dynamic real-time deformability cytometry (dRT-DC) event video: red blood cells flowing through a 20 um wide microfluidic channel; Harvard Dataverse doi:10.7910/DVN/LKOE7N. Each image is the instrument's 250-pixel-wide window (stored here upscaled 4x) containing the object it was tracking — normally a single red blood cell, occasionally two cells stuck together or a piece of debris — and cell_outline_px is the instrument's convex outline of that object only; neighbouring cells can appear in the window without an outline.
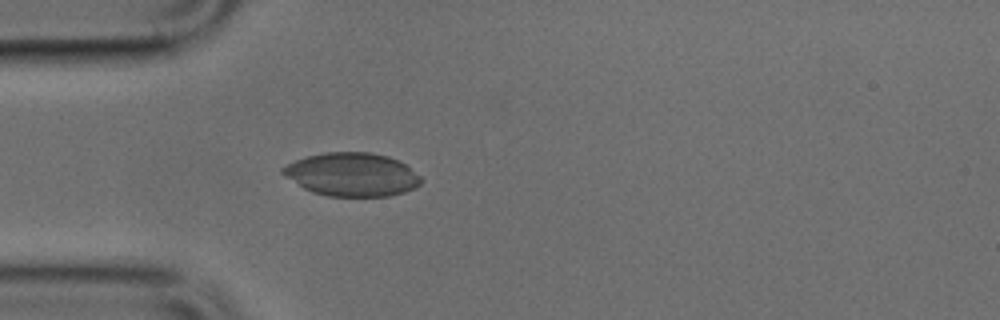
{"species": "common noctule bat (a hibernating species)", "species_latin": "Nyctalus noctula", "temperature_condition": "cold", "stored_images_in_passage": 36, "camera_frame_rate_fps": 3000, "um_per_image_px": 0.085, "animal": {"sex": "male", "body_mass_g": 17.9, "forearm_length_mm": 54.2}, "frame": {"image": 1, "passage_image": 1, "time_ms": 0.0, "image_size_px": [1000, 320], "cell_outline_px": [[424, 180], [416, 188], [404, 192], [388, 196], [328, 196], [312, 192], [304, 188], [284, 176], [280, 172], [280, 168], [296, 160], [308, 156], [324, 152], [368, 152], [388, 156], [404, 164], [420, 176]], "centroid_in_image_um": [29.91, 14.84], "position_along_channel_um": 55.1, "area_um2": 34.91}}
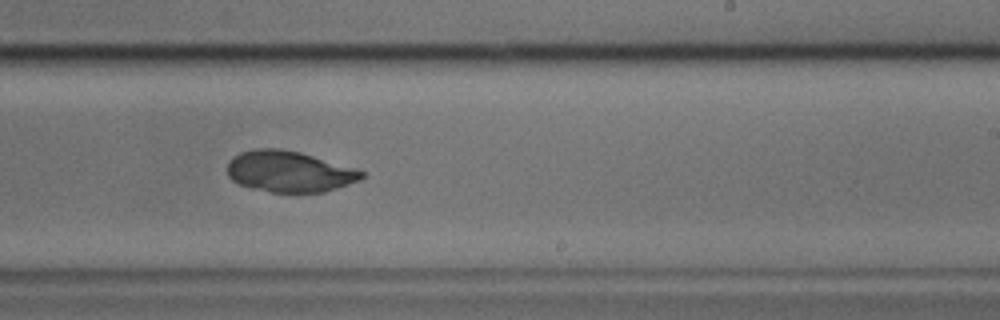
{"frame": {"image": 2, "passage_image": 17, "time_ms": 5.333, "image_size_px": [1000, 320], "cell_outline_px": [[364, 176], [360, 180], [324, 192], [272, 192], [252, 188], [240, 184], [232, 180], [228, 176], [228, 160], [232, 156], [240, 152], [252, 148], [280, 148], [300, 152], [352, 168], [364, 172]], "centroid_in_image_um": [24.52, 14.57], "position_along_channel_um": 264.5, "area_um2": 31.96}}
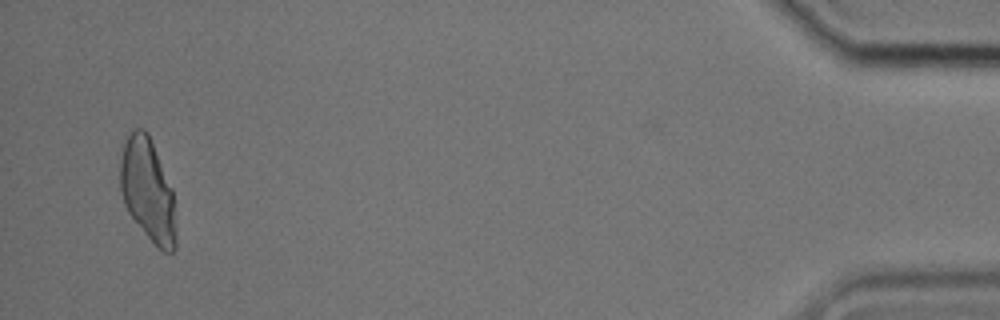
{"frame": {"image": 3, "passage_image": 35, "time_ms": 11.333, "image_size_px": [1000, 320], "cell_outline_px": [[176, 248], [172, 252], [164, 252], [144, 232], [128, 212], [124, 204], [120, 192], [120, 164], [124, 144], [128, 136], [136, 128], [144, 128], [148, 132], [172, 188], [176, 228]], "centroid_in_image_um": [12.56, 16.16], "position_along_channel_um": 422.6, "area_um2": 33.12}}